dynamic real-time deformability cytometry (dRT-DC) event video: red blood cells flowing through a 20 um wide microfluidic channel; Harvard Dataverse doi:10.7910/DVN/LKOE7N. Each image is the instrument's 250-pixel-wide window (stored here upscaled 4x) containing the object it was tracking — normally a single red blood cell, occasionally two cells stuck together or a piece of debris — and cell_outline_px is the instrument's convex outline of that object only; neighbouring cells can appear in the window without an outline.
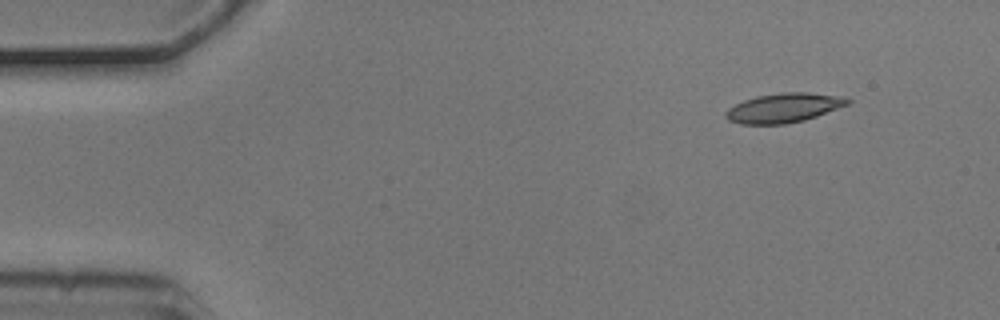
{"species": "common noctule bat (a hibernating species)", "species_latin": "Nyctalus noctula", "temperature_condition": "cold", "stored_images_in_passage": 8, "camera_frame_rate_fps": 3000, "um_per_image_px": 0.085, "animal": {"sex": "male", "body_mass_g": 20.5, "forearm_length_mm": 52.5}, "frame": {"image": 1, "passage_image": 2, "time_ms": 0.333, "image_size_px": [1000, 320], "cell_outline_px": [[852, 100], [848, 104], [816, 116], [804, 120], [784, 124], [740, 124], [728, 120], [724, 116], [724, 112], [728, 108], [744, 100], [756, 96], [784, 92], [808, 92], [844, 96]], "centroid_in_image_um": [66.6, 9.16], "position_along_channel_um": 18.4, "area_um2": 20.87}}
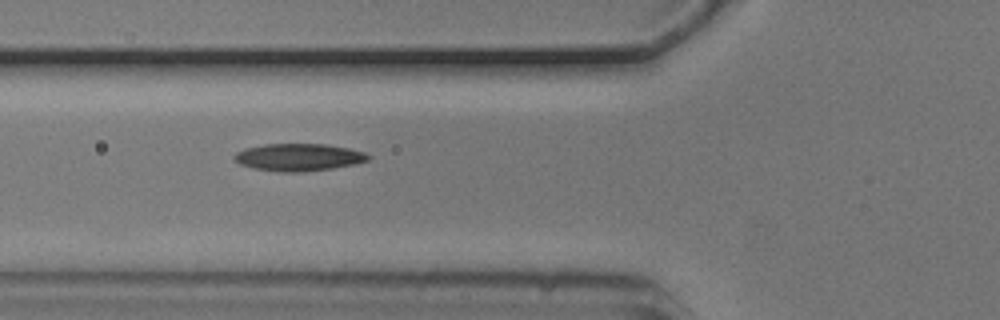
{"frame": {"image": 2, "passage_image": 6, "time_ms": 1.667, "image_size_px": [1000, 320], "cell_outline_px": [[372, 156], [368, 160], [356, 164], [332, 168], [304, 172], [280, 172], [256, 168], [240, 164], [232, 156], [236, 152], [244, 148], [264, 144], [328, 144], [348, 148], [364, 152]], "centroid_in_image_um": [25.4, 13.36], "position_along_channel_um": 100.4, "area_um2": 21.39}}
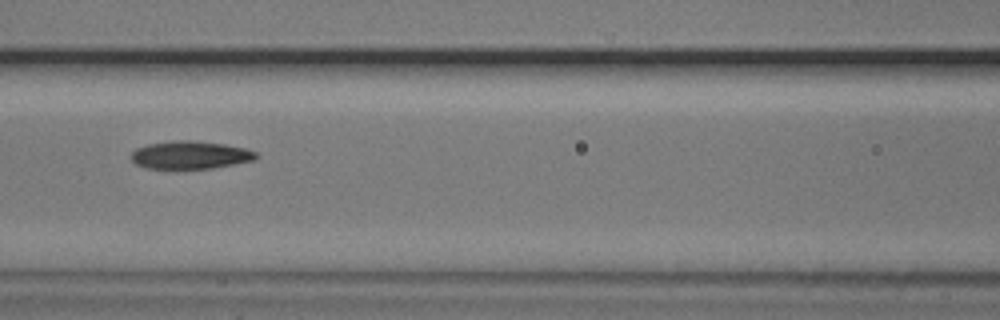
{"frame": {"image": 3, "passage_image": 7, "time_ms": 2.0, "image_size_px": [1000, 320], "cell_outline_px": [[260, 156], [256, 160], [212, 168], [144, 168], [136, 164], [132, 160], [132, 152], [136, 148], [148, 144], [172, 140], [188, 140], [224, 144], [244, 148], [256, 152]], "centroid_in_image_um": [16.19, 13.17], "position_along_channel_um": 150.4, "area_um2": 20.23}}